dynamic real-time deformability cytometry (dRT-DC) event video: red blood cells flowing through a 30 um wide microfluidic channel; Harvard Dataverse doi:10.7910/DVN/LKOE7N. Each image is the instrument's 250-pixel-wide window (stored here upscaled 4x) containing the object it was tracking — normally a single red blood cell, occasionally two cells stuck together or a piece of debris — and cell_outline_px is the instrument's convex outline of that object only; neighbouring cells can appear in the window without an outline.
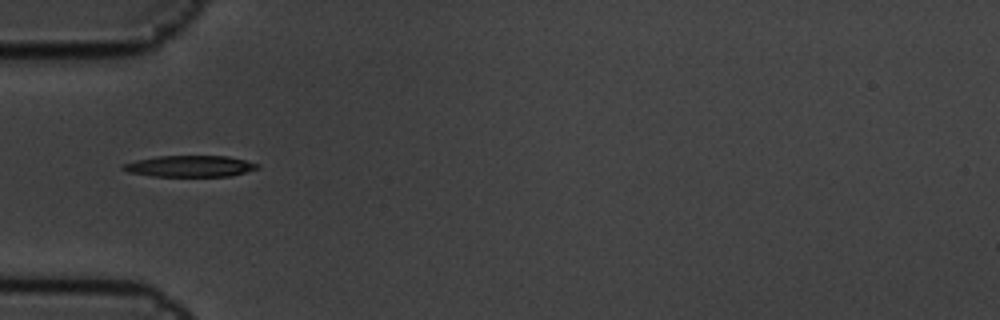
{"species": "common noctule bat (a hibernating species)", "species_latin": "Nyctalus noctula", "temperature_condition": "cold", "stored_images_in_passage": 6, "camera_frame_rate_fps": 3000, "um_per_image_px": 0.085, "animal": {"sex": "male", "body_mass_g": 19.5, "forearm_length_mm": 54.6}, "frame": {"image": 1, "passage_image": 1, "time_ms": 0.0, "image_size_px": [1000, 320], "cell_outline_px": [[260, 168], [228, 176], [152, 176], [128, 172], [120, 168], [120, 164], [136, 160], [156, 156], [228, 156], [260, 164]], "centroid_in_image_um": [16.1, 14.12], "position_along_channel_um": 68.9, "area_um2": 16.7}}
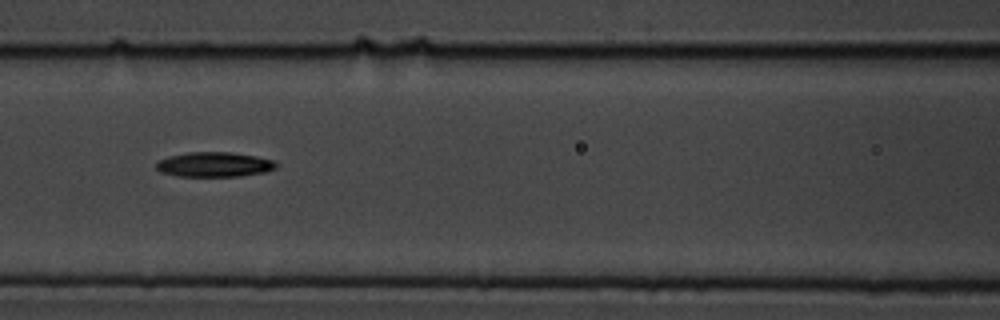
{"frame": {"image": 2, "passage_image": 3, "time_ms": 0.667, "image_size_px": [1000, 320], "cell_outline_px": [[276, 168], [264, 172], [240, 176], [180, 176], [160, 172], [156, 168], [156, 164], [160, 160], [168, 156], [188, 152], [232, 152], [256, 156], [276, 160]], "centroid_in_image_um": [18.23, 13.97], "position_along_channel_um": 148.4, "area_um2": 17.34}}
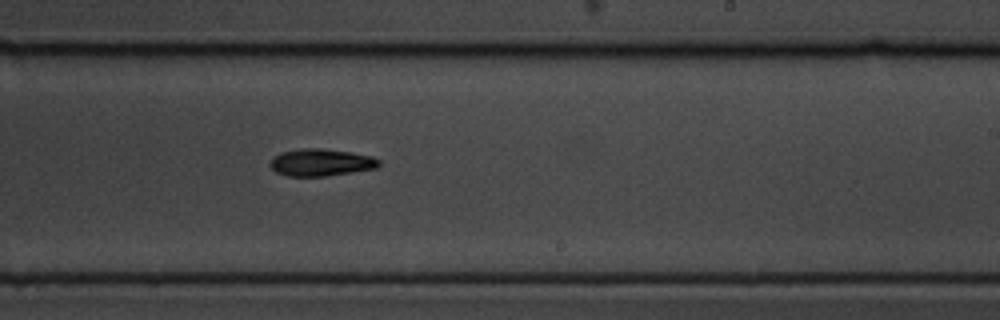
{"frame": {"image": 3, "passage_image": 6, "time_ms": 1.667, "image_size_px": [1000, 320], "cell_outline_px": [[380, 164], [376, 168], [352, 172], [324, 176], [288, 176], [276, 172], [268, 164], [272, 156], [280, 152], [304, 148], [320, 148], [352, 152], [372, 156], [380, 160]], "centroid_in_image_um": [27.25, 13.8], "position_along_channel_um": 261.7, "area_um2": 17.34}}